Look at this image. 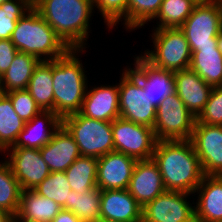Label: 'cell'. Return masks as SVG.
<instances>
[{
  "instance_id": "obj_2",
  "label": "cell",
  "mask_w": 222,
  "mask_h": 222,
  "mask_svg": "<svg viewBox=\"0 0 222 222\" xmlns=\"http://www.w3.org/2000/svg\"><path fill=\"white\" fill-rule=\"evenodd\" d=\"M33 8L69 48H87L92 0H36Z\"/></svg>"
},
{
  "instance_id": "obj_46",
  "label": "cell",
  "mask_w": 222,
  "mask_h": 222,
  "mask_svg": "<svg viewBox=\"0 0 222 222\" xmlns=\"http://www.w3.org/2000/svg\"><path fill=\"white\" fill-rule=\"evenodd\" d=\"M6 1H8V0H0V5L3 4Z\"/></svg>"
},
{
  "instance_id": "obj_7",
  "label": "cell",
  "mask_w": 222,
  "mask_h": 222,
  "mask_svg": "<svg viewBox=\"0 0 222 222\" xmlns=\"http://www.w3.org/2000/svg\"><path fill=\"white\" fill-rule=\"evenodd\" d=\"M180 29L184 32L191 53L200 48L218 47L217 36L222 29V0L196 4Z\"/></svg>"
},
{
  "instance_id": "obj_29",
  "label": "cell",
  "mask_w": 222,
  "mask_h": 222,
  "mask_svg": "<svg viewBox=\"0 0 222 222\" xmlns=\"http://www.w3.org/2000/svg\"><path fill=\"white\" fill-rule=\"evenodd\" d=\"M101 192L97 186L83 194L71 191L69 211L82 222H98L100 220Z\"/></svg>"
},
{
  "instance_id": "obj_39",
  "label": "cell",
  "mask_w": 222,
  "mask_h": 222,
  "mask_svg": "<svg viewBox=\"0 0 222 222\" xmlns=\"http://www.w3.org/2000/svg\"><path fill=\"white\" fill-rule=\"evenodd\" d=\"M51 222H82L74 213L62 209Z\"/></svg>"
},
{
  "instance_id": "obj_10",
  "label": "cell",
  "mask_w": 222,
  "mask_h": 222,
  "mask_svg": "<svg viewBox=\"0 0 222 222\" xmlns=\"http://www.w3.org/2000/svg\"><path fill=\"white\" fill-rule=\"evenodd\" d=\"M114 150L137 161L152 159L157 139L154 129L118 117L112 121Z\"/></svg>"
},
{
  "instance_id": "obj_30",
  "label": "cell",
  "mask_w": 222,
  "mask_h": 222,
  "mask_svg": "<svg viewBox=\"0 0 222 222\" xmlns=\"http://www.w3.org/2000/svg\"><path fill=\"white\" fill-rule=\"evenodd\" d=\"M195 2L192 0H163L156 17L159 20L156 24L158 28H180L185 20L190 16ZM159 23V24H158Z\"/></svg>"
},
{
  "instance_id": "obj_41",
  "label": "cell",
  "mask_w": 222,
  "mask_h": 222,
  "mask_svg": "<svg viewBox=\"0 0 222 222\" xmlns=\"http://www.w3.org/2000/svg\"><path fill=\"white\" fill-rule=\"evenodd\" d=\"M217 42H218V49L222 53V29L219 32V35L217 36Z\"/></svg>"
},
{
  "instance_id": "obj_8",
  "label": "cell",
  "mask_w": 222,
  "mask_h": 222,
  "mask_svg": "<svg viewBox=\"0 0 222 222\" xmlns=\"http://www.w3.org/2000/svg\"><path fill=\"white\" fill-rule=\"evenodd\" d=\"M195 123L196 118L174 92L157 106L154 134L157 141L190 140Z\"/></svg>"
},
{
  "instance_id": "obj_17",
  "label": "cell",
  "mask_w": 222,
  "mask_h": 222,
  "mask_svg": "<svg viewBox=\"0 0 222 222\" xmlns=\"http://www.w3.org/2000/svg\"><path fill=\"white\" fill-rule=\"evenodd\" d=\"M80 113L107 122L120 117L118 84L94 86L91 90L87 87Z\"/></svg>"
},
{
  "instance_id": "obj_15",
  "label": "cell",
  "mask_w": 222,
  "mask_h": 222,
  "mask_svg": "<svg viewBox=\"0 0 222 222\" xmlns=\"http://www.w3.org/2000/svg\"><path fill=\"white\" fill-rule=\"evenodd\" d=\"M134 59L135 68H126L142 83L151 104L157 108L163 99L175 92L174 72L154 67L141 55Z\"/></svg>"
},
{
  "instance_id": "obj_20",
  "label": "cell",
  "mask_w": 222,
  "mask_h": 222,
  "mask_svg": "<svg viewBox=\"0 0 222 222\" xmlns=\"http://www.w3.org/2000/svg\"><path fill=\"white\" fill-rule=\"evenodd\" d=\"M40 152L51 172H65L80 156L78 145L62 124Z\"/></svg>"
},
{
  "instance_id": "obj_28",
  "label": "cell",
  "mask_w": 222,
  "mask_h": 222,
  "mask_svg": "<svg viewBox=\"0 0 222 222\" xmlns=\"http://www.w3.org/2000/svg\"><path fill=\"white\" fill-rule=\"evenodd\" d=\"M25 122L15 112L11 99L0 96V153L12 147L19 133L24 129ZM2 151V152H1Z\"/></svg>"
},
{
  "instance_id": "obj_4",
  "label": "cell",
  "mask_w": 222,
  "mask_h": 222,
  "mask_svg": "<svg viewBox=\"0 0 222 222\" xmlns=\"http://www.w3.org/2000/svg\"><path fill=\"white\" fill-rule=\"evenodd\" d=\"M10 40L19 52L40 61L54 60L70 49L34 8L17 21Z\"/></svg>"
},
{
  "instance_id": "obj_32",
  "label": "cell",
  "mask_w": 222,
  "mask_h": 222,
  "mask_svg": "<svg viewBox=\"0 0 222 222\" xmlns=\"http://www.w3.org/2000/svg\"><path fill=\"white\" fill-rule=\"evenodd\" d=\"M21 187L6 161L0 162V208L15 216L17 214Z\"/></svg>"
},
{
  "instance_id": "obj_12",
  "label": "cell",
  "mask_w": 222,
  "mask_h": 222,
  "mask_svg": "<svg viewBox=\"0 0 222 222\" xmlns=\"http://www.w3.org/2000/svg\"><path fill=\"white\" fill-rule=\"evenodd\" d=\"M3 153L10 157L6 158L5 161L22 190H34L51 173L43 160L40 149L8 148Z\"/></svg>"
},
{
  "instance_id": "obj_11",
  "label": "cell",
  "mask_w": 222,
  "mask_h": 222,
  "mask_svg": "<svg viewBox=\"0 0 222 222\" xmlns=\"http://www.w3.org/2000/svg\"><path fill=\"white\" fill-rule=\"evenodd\" d=\"M190 195L165 190L142 208V222H196L195 202L190 203Z\"/></svg>"
},
{
  "instance_id": "obj_27",
  "label": "cell",
  "mask_w": 222,
  "mask_h": 222,
  "mask_svg": "<svg viewBox=\"0 0 222 222\" xmlns=\"http://www.w3.org/2000/svg\"><path fill=\"white\" fill-rule=\"evenodd\" d=\"M98 158L80 155L65 171L72 191L83 194L97 186Z\"/></svg>"
},
{
  "instance_id": "obj_40",
  "label": "cell",
  "mask_w": 222,
  "mask_h": 222,
  "mask_svg": "<svg viewBox=\"0 0 222 222\" xmlns=\"http://www.w3.org/2000/svg\"><path fill=\"white\" fill-rule=\"evenodd\" d=\"M13 215L0 208V222H12Z\"/></svg>"
},
{
  "instance_id": "obj_18",
  "label": "cell",
  "mask_w": 222,
  "mask_h": 222,
  "mask_svg": "<svg viewBox=\"0 0 222 222\" xmlns=\"http://www.w3.org/2000/svg\"><path fill=\"white\" fill-rule=\"evenodd\" d=\"M175 92L197 118L208 102L212 86L190 68L174 72Z\"/></svg>"
},
{
  "instance_id": "obj_42",
  "label": "cell",
  "mask_w": 222,
  "mask_h": 222,
  "mask_svg": "<svg viewBox=\"0 0 222 222\" xmlns=\"http://www.w3.org/2000/svg\"><path fill=\"white\" fill-rule=\"evenodd\" d=\"M5 94L4 86H3V75L0 73V96Z\"/></svg>"
},
{
  "instance_id": "obj_3",
  "label": "cell",
  "mask_w": 222,
  "mask_h": 222,
  "mask_svg": "<svg viewBox=\"0 0 222 222\" xmlns=\"http://www.w3.org/2000/svg\"><path fill=\"white\" fill-rule=\"evenodd\" d=\"M84 49L70 48L63 56L52 60L54 113L61 119L80 112L87 90V71L77 54Z\"/></svg>"
},
{
  "instance_id": "obj_36",
  "label": "cell",
  "mask_w": 222,
  "mask_h": 222,
  "mask_svg": "<svg viewBox=\"0 0 222 222\" xmlns=\"http://www.w3.org/2000/svg\"><path fill=\"white\" fill-rule=\"evenodd\" d=\"M6 95L11 99L15 112L24 122L31 121L42 111L26 89L12 91Z\"/></svg>"
},
{
  "instance_id": "obj_9",
  "label": "cell",
  "mask_w": 222,
  "mask_h": 222,
  "mask_svg": "<svg viewBox=\"0 0 222 222\" xmlns=\"http://www.w3.org/2000/svg\"><path fill=\"white\" fill-rule=\"evenodd\" d=\"M123 70L118 83L120 117L153 128L157 108L142 83L127 68Z\"/></svg>"
},
{
  "instance_id": "obj_23",
  "label": "cell",
  "mask_w": 222,
  "mask_h": 222,
  "mask_svg": "<svg viewBox=\"0 0 222 222\" xmlns=\"http://www.w3.org/2000/svg\"><path fill=\"white\" fill-rule=\"evenodd\" d=\"M62 208L34 190H22L19 208L13 220L51 222Z\"/></svg>"
},
{
  "instance_id": "obj_44",
  "label": "cell",
  "mask_w": 222,
  "mask_h": 222,
  "mask_svg": "<svg viewBox=\"0 0 222 222\" xmlns=\"http://www.w3.org/2000/svg\"><path fill=\"white\" fill-rule=\"evenodd\" d=\"M98 222H119V221L111 220V219H100Z\"/></svg>"
},
{
  "instance_id": "obj_24",
  "label": "cell",
  "mask_w": 222,
  "mask_h": 222,
  "mask_svg": "<svg viewBox=\"0 0 222 222\" xmlns=\"http://www.w3.org/2000/svg\"><path fill=\"white\" fill-rule=\"evenodd\" d=\"M26 90L42 111L54 112L52 60L40 61L33 70Z\"/></svg>"
},
{
  "instance_id": "obj_45",
  "label": "cell",
  "mask_w": 222,
  "mask_h": 222,
  "mask_svg": "<svg viewBox=\"0 0 222 222\" xmlns=\"http://www.w3.org/2000/svg\"><path fill=\"white\" fill-rule=\"evenodd\" d=\"M12 222H37V221H29V220H12Z\"/></svg>"
},
{
  "instance_id": "obj_16",
  "label": "cell",
  "mask_w": 222,
  "mask_h": 222,
  "mask_svg": "<svg viewBox=\"0 0 222 222\" xmlns=\"http://www.w3.org/2000/svg\"><path fill=\"white\" fill-rule=\"evenodd\" d=\"M165 190L162 175L153 159L137 161L128 191L138 204L143 208Z\"/></svg>"
},
{
  "instance_id": "obj_19",
  "label": "cell",
  "mask_w": 222,
  "mask_h": 222,
  "mask_svg": "<svg viewBox=\"0 0 222 222\" xmlns=\"http://www.w3.org/2000/svg\"><path fill=\"white\" fill-rule=\"evenodd\" d=\"M195 193V221L222 222V176L204 175Z\"/></svg>"
},
{
  "instance_id": "obj_6",
  "label": "cell",
  "mask_w": 222,
  "mask_h": 222,
  "mask_svg": "<svg viewBox=\"0 0 222 222\" xmlns=\"http://www.w3.org/2000/svg\"><path fill=\"white\" fill-rule=\"evenodd\" d=\"M62 125L74 138L80 155L100 158L114 151L112 122L88 118L77 112L63 117Z\"/></svg>"
},
{
  "instance_id": "obj_34",
  "label": "cell",
  "mask_w": 222,
  "mask_h": 222,
  "mask_svg": "<svg viewBox=\"0 0 222 222\" xmlns=\"http://www.w3.org/2000/svg\"><path fill=\"white\" fill-rule=\"evenodd\" d=\"M163 0H128V29L137 30L158 14Z\"/></svg>"
},
{
  "instance_id": "obj_25",
  "label": "cell",
  "mask_w": 222,
  "mask_h": 222,
  "mask_svg": "<svg viewBox=\"0 0 222 222\" xmlns=\"http://www.w3.org/2000/svg\"><path fill=\"white\" fill-rule=\"evenodd\" d=\"M189 68L212 87L222 85V53L218 47L193 51Z\"/></svg>"
},
{
  "instance_id": "obj_26",
  "label": "cell",
  "mask_w": 222,
  "mask_h": 222,
  "mask_svg": "<svg viewBox=\"0 0 222 222\" xmlns=\"http://www.w3.org/2000/svg\"><path fill=\"white\" fill-rule=\"evenodd\" d=\"M39 63L40 60L36 56L18 52L8 70L3 74L5 94L26 89L33 70Z\"/></svg>"
},
{
  "instance_id": "obj_35",
  "label": "cell",
  "mask_w": 222,
  "mask_h": 222,
  "mask_svg": "<svg viewBox=\"0 0 222 222\" xmlns=\"http://www.w3.org/2000/svg\"><path fill=\"white\" fill-rule=\"evenodd\" d=\"M93 8L98 9L107 28H114L123 21V28L128 31V0H92Z\"/></svg>"
},
{
  "instance_id": "obj_13",
  "label": "cell",
  "mask_w": 222,
  "mask_h": 222,
  "mask_svg": "<svg viewBox=\"0 0 222 222\" xmlns=\"http://www.w3.org/2000/svg\"><path fill=\"white\" fill-rule=\"evenodd\" d=\"M190 141L204 175L222 176V125L195 123Z\"/></svg>"
},
{
  "instance_id": "obj_22",
  "label": "cell",
  "mask_w": 222,
  "mask_h": 222,
  "mask_svg": "<svg viewBox=\"0 0 222 222\" xmlns=\"http://www.w3.org/2000/svg\"><path fill=\"white\" fill-rule=\"evenodd\" d=\"M61 124L62 119L53 111H41L31 121L25 122L24 129L10 148L40 149L50 141Z\"/></svg>"
},
{
  "instance_id": "obj_5",
  "label": "cell",
  "mask_w": 222,
  "mask_h": 222,
  "mask_svg": "<svg viewBox=\"0 0 222 222\" xmlns=\"http://www.w3.org/2000/svg\"><path fill=\"white\" fill-rule=\"evenodd\" d=\"M153 50H145L141 56L156 68L167 71L187 69L191 62V50L180 28H158L152 31Z\"/></svg>"
},
{
  "instance_id": "obj_1",
  "label": "cell",
  "mask_w": 222,
  "mask_h": 222,
  "mask_svg": "<svg viewBox=\"0 0 222 222\" xmlns=\"http://www.w3.org/2000/svg\"><path fill=\"white\" fill-rule=\"evenodd\" d=\"M166 190L194 194L204 173L190 140L157 141L152 156Z\"/></svg>"
},
{
  "instance_id": "obj_38",
  "label": "cell",
  "mask_w": 222,
  "mask_h": 222,
  "mask_svg": "<svg viewBox=\"0 0 222 222\" xmlns=\"http://www.w3.org/2000/svg\"><path fill=\"white\" fill-rule=\"evenodd\" d=\"M18 52L11 40H0V73L2 75L8 70Z\"/></svg>"
},
{
  "instance_id": "obj_37",
  "label": "cell",
  "mask_w": 222,
  "mask_h": 222,
  "mask_svg": "<svg viewBox=\"0 0 222 222\" xmlns=\"http://www.w3.org/2000/svg\"><path fill=\"white\" fill-rule=\"evenodd\" d=\"M196 123L222 125V85L212 88L208 102L196 118Z\"/></svg>"
},
{
  "instance_id": "obj_14",
  "label": "cell",
  "mask_w": 222,
  "mask_h": 222,
  "mask_svg": "<svg viewBox=\"0 0 222 222\" xmlns=\"http://www.w3.org/2000/svg\"><path fill=\"white\" fill-rule=\"evenodd\" d=\"M137 160L122 152L111 151L98 158L97 187L103 190L128 189Z\"/></svg>"
},
{
  "instance_id": "obj_21",
  "label": "cell",
  "mask_w": 222,
  "mask_h": 222,
  "mask_svg": "<svg viewBox=\"0 0 222 222\" xmlns=\"http://www.w3.org/2000/svg\"><path fill=\"white\" fill-rule=\"evenodd\" d=\"M100 219L142 222V207L128 189L101 192Z\"/></svg>"
},
{
  "instance_id": "obj_33",
  "label": "cell",
  "mask_w": 222,
  "mask_h": 222,
  "mask_svg": "<svg viewBox=\"0 0 222 222\" xmlns=\"http://www.w3.org/2000/svg\"><path fill=\"white\" fill-rule=\"evenodd\" d=\"M33 8L30 0H8L0 5V40H10L17 21Z\"/></svg>"
},
{
  "instance_id": "obj_31",
  "label": "cell",
  "mask_w": 222,
  "mask_h": 222,
  "mask_svg": "<svg viewBox=\"0 0 222 222\" xmlns=\"http://www.w3.org/2000/svg\"><path fill=\"white\" fill-rule=\"evenodd\" d=\"M34 191L69 211V197L72 190L65 172H51Z\"/></svg>"
},
{
  "instance_id": "obj_43",
  "label": "cell",
  "mask_w": 222,
  "mask_h": 222,
  "mask_svg": "<svg viewBox=\"0 0 222 222\" xmlns=\"http://www.w3.org/2000/svg\"><path fill=\"white\" fill-rule=\"evenodd\" d=\"M192 1L195 2L196 4H203V3L212 2L214 0H192Z\"/></svg>"
}]
</instances>
